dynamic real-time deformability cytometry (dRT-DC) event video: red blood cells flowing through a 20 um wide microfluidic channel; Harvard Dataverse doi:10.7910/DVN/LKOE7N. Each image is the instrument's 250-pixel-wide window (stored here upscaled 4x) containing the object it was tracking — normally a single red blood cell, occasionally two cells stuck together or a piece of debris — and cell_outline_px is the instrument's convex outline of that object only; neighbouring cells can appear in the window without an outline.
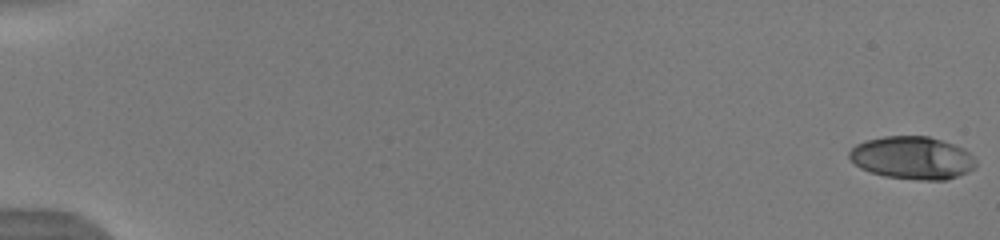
{"species": "human", "species_latin": "Homo sapiens", "temperature_condition": "warm", "stored_images_in_passage": 53, "camera_frame_rate_fps": 3000, "um_per_image_px": 0.085, "donor": {"sex": "male"}, "frame": {"image": 1, "passage_image": 1, "time_ms": 0.0, "image_size_px": [1000, 240], "cell_outline_px": [[976, 168], [968, 172], [944, 180], [920, 180], [884, 176], [860, 168], [848, 156], [848, 152], [856, 144], [864, 140], [884, 136], [928, 136], [964, 148], [976, 160]], "centroid_in_image_um": [77.54, 13.41], "position_along_channel_um": 7.5, "area_um2": 31.5}}
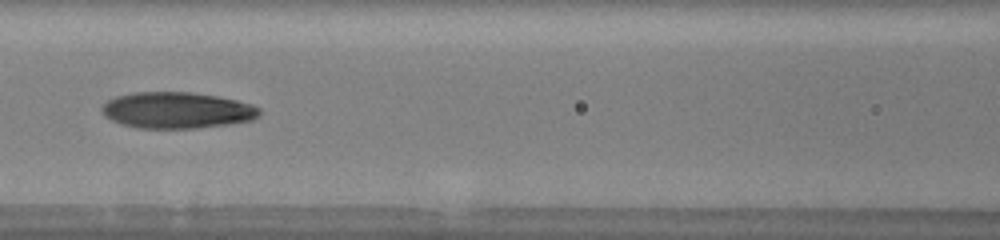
{"frame": {"image": 2, "passage_image": 26, "time_ms": 8.333, "image_size_px": [1000, 240], "cell_outline_px": [[260, 116], [252, 120], [228, 124], [196, 128], [136, 128], [120, 124], [104, 116], [100, 112], [100, 108], [108, 100], [116, 96], [132, 92], [192, 92], [216, 96], [236, 100], [252, 104], [260, 108]], "centroid_in_image_um": [15.01, 9.37], "position_along_channel_um": 151.6, "area_um2": 33.52}}
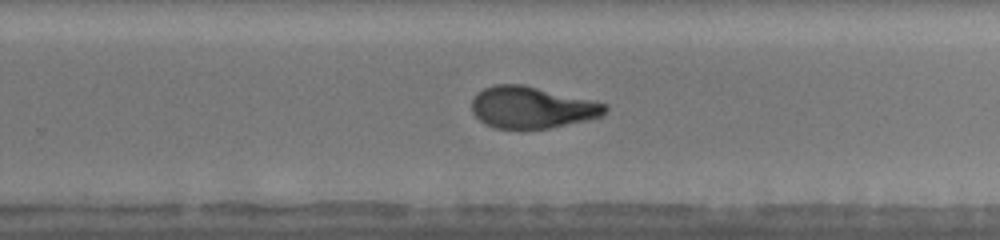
{"frame": {"image": 3, "passage_image": 36, "time_ms": 11.667, "image_size_px": [1000, 240], "cell_outline_px": [[608, 108], [600, 116], [588, 120], [548, 128], [496, 128], [484, 124], [472, 112], [472, 100], [484, 88], [496, 84], [520, 84], [608, 104]], "centroid_in_image_um": [45.19, 9.14], "position_along_channel_um": 284.6, "area_um2": 31.85}, "authors_computed_cell_mechanics": {"area_um2": 32.5414, "velocity_mm_per_s": 4.0021, "shape_relaxation_time_tau1_ms": 8.7843, "shape_relaxation_time_tau2_ms": 1.1162, "deformation_change_tau1": 0.2996, "deformation_change_tau2": 0.0841}}